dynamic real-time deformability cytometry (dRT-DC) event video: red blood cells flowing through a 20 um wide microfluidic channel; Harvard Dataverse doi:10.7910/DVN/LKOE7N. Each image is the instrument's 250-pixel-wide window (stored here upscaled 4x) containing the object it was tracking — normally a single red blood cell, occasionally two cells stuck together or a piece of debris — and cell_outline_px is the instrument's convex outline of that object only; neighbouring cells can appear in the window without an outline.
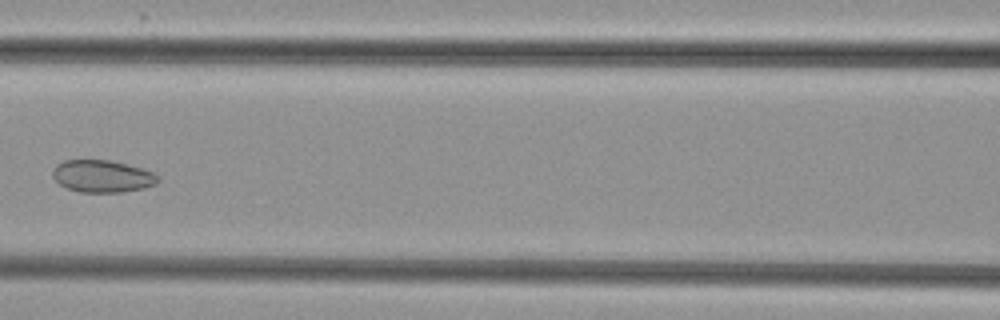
{"species": "common noctule bat (a hibernating species)", "species_latin": "Nyctalus noctula", "temperature_condition": "cold", "stored_images_in_passage": 6, "camera_frame_rate_fps": 3000, "um_per_image_px": 0.085, "animal": {"sex": "female", "body_mass_g": 29.2, "forearm_length_mm": 56.3}, "frame": {"image": 1, "passage_image": 5, "time_ms": 5.667, "image_size_px": [1000, 320], "cell_outline_px": [[160, 180], [156, 184], [144, 188], [124, 192], [80, 192], [68, 188], [60, 184], [52, 176], [52, 172], [56, 164], [64, 160], [112, 160], [140, 168], [152, 172], [160, 176]], "centroid_in_image_um": [8.71, 14.98], "position_along_channel_um": 157.9, "area_um2": 19.83}}
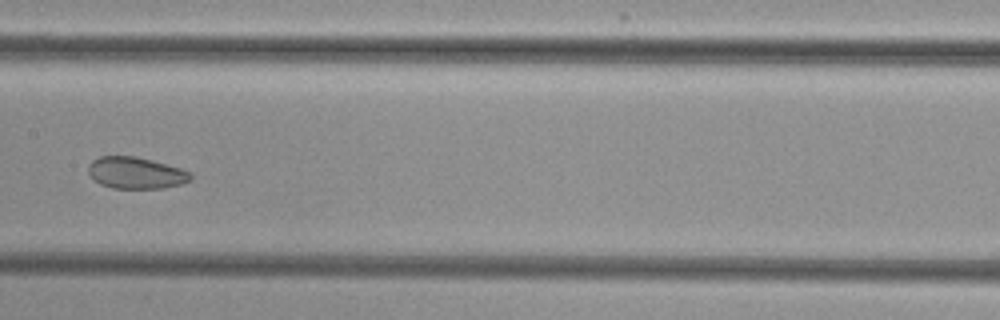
{"frame": {"image": 2, "passage_image": 6, "time_ms": 6.667, "image_size_px": [1000, 320], "cell_outline_px": [[192, 180], [180, 184], [164, 188], [112, 188], [100, 184], [92, 180], [88, 172], [88, 164], [92, 160], [100, 156], [136, 156], [152, 160], [180, 168], [192, 172]], "centroid_in_image_um": [11.53, 14.69], "position_along_channel_um": 195.9, "area_um2": 19.07}}